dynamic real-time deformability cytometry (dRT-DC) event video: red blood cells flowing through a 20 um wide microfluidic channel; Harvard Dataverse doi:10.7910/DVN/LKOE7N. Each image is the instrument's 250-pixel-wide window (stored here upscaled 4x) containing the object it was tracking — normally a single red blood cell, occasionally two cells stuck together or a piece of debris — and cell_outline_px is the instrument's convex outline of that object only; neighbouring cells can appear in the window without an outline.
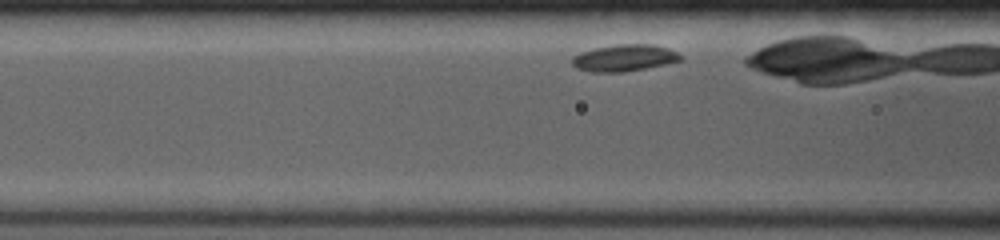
{"species": "common noctule bat (a hibernating species)", "species_latin": "Nyctalus noctula", "temperature_condition": "room temperature", "stored_images_in_passage": 19, "camera_frame_rate_fps": 4000, "um_per_image_px": 0.085, "animal": {"sex": "female", "body_mass_g": 19.0, "forearm_length_mm": 53.3}, "frame": {"image": 1, "passage_image": 4, "time_ms": 1.0, "image_size_px": [1000, 240], "cell_outline_px": [[684, 60], [668, 64], [624, 72], [592, 72], [576, 68], [572, 64], [572, 56], [580, 52], [596, 48], [616, 44], [652, 44], [668, 48], [684, 56]], "centroid_in_image_um": [53.1, 4.92], "position_along_channel_um": 113.5, "area_um2": 17.11}}